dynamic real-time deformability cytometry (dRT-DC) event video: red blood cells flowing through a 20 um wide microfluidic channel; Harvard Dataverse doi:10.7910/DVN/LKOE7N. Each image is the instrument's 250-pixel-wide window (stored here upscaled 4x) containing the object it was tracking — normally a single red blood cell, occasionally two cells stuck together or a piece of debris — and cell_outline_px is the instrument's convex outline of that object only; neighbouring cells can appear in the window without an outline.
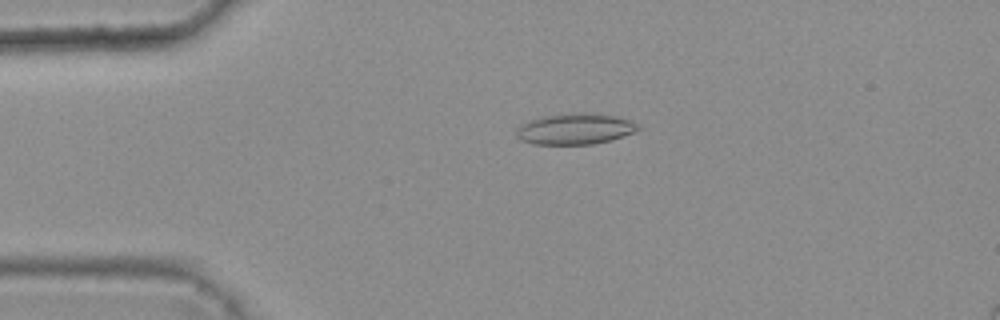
{"species": "common noctule bat (a hibernating species)", "species_latin": "Nyctalus noctula", "temperature_condition": "warm", "stored_images_in_passage": 5, "camera_frame_rate_fps": 3000, "um_per_image_px": 0.085, "animal": {"sex": "female", "body_mass_g": 25.1}, "frame": {"image": 1, "passage_image": 4, "time_ms": 1.0, "image_size_px": [1000, 320], "cell_outline_px": [[644, 128], [636, 132], [612, 140], [592, 144], [532, 144], [520, 140], [516, 136], [516, 128], [520, 124], [544, 116], [576, 112], [584, 112], [616, 116], [632, 120]], "centroid_in_image_um": [48.93, 10.96], "position_along_channel_um": 36.1, "area_um2": 22.31}}